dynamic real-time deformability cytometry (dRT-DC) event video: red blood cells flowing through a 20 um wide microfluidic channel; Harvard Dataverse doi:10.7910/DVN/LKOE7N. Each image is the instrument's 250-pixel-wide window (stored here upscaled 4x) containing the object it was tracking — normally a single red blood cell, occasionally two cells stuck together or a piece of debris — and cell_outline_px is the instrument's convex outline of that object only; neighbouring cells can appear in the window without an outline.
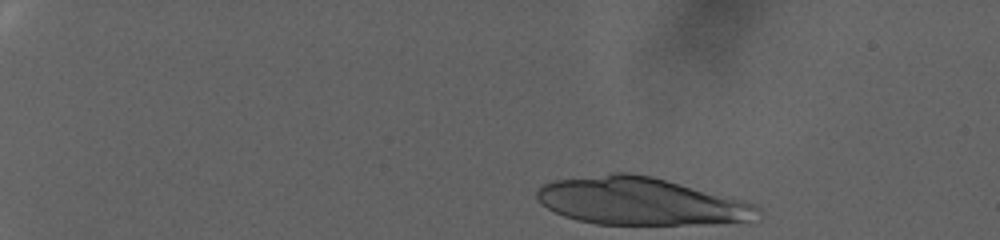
{"species": "human", "species_latin": "Homo sapiens", "temperature_condition": "warm", "stored_images_in_passage": 22, "camera_frame_rate_fps": 3000, "um_per_image_px": 0.085, "donor": {"sex": "female"}, "frame": {"image": 1, "passage_image": 1, "time_ms": 0.0, "image_size_px": [1000, 240], "cell_outline_px": [[760, 220], [704, 224], [596, 224], [576, 220], [564, 216], [540, 204], [536, 200], [536, 192], [544, 184], [552, 180], [612, 172], [628, 172], [652, 176], [744, 200], [760, 208]], "centroid_in_image_um": [54.45, 17.1], "position_along_channel_um": 30.6, "area_um2": 61.56}}